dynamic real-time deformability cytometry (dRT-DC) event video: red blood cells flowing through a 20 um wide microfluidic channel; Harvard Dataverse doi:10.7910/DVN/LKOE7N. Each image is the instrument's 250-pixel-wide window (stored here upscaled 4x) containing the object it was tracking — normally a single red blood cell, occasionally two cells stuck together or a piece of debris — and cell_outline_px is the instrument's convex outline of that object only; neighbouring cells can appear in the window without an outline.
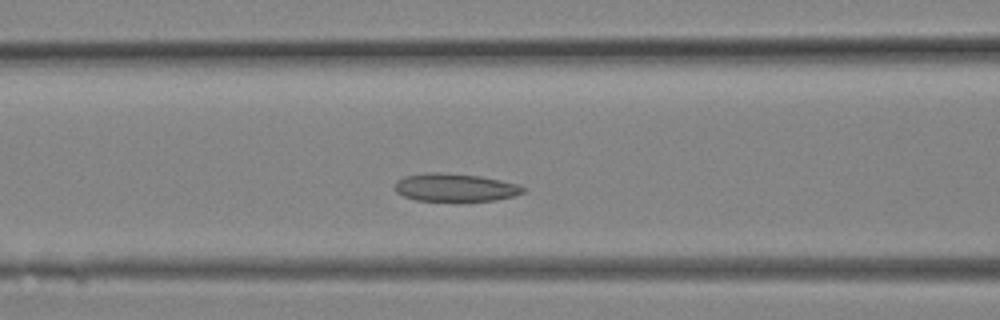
{"species": "Egyptian fruit bat (a non-hibernating species)", "species_latin": "Rousettus aegyptiacus", "temperature_condition": "room temperature", "stored_images_in_passage": 9, "camera_frame_rate_fps": 3000, "um_per_image_px": 0.085, "animal": {"sex": "female"}, "frame": {"image": 1, "passage_image": 7, "time_ms": 2.0, "image_size_px": [1000, 320], "cell_outline_px": [[528, 188], [524, 192], [516, 196], [496, 200], [416, 200], [404, 196], [396, 192], [396, 180], [404, 176], [424, 172], [444, 172], [480, 176], [520, 184]], "centroid_in_image_um": [38.73, 15.92], "position_along_channel_um": 127.9, "area_um2": 20.98}}
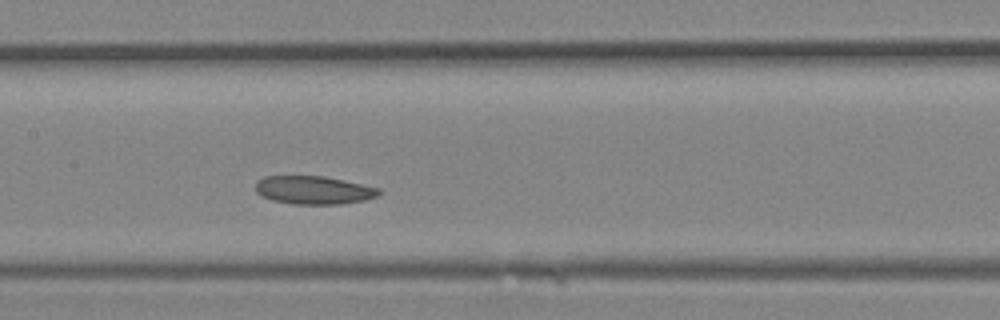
{"frame": {"image": 2, "passage_image": 9, "time_ms": 2.667, "image_size_px": [1000, 320], "cell_outline_px": [[380, 192], [376, 196], [364, 200], [344, 204], [292, 204], [272, 200], [256, 192], [256, 180], [264, 176], [324, 176], [344, 180], [380, 188]], "centroid_in_image_um": [26.65, 16.15], "position_along_channel_um": 180.7, "area_um2": 20.29}}